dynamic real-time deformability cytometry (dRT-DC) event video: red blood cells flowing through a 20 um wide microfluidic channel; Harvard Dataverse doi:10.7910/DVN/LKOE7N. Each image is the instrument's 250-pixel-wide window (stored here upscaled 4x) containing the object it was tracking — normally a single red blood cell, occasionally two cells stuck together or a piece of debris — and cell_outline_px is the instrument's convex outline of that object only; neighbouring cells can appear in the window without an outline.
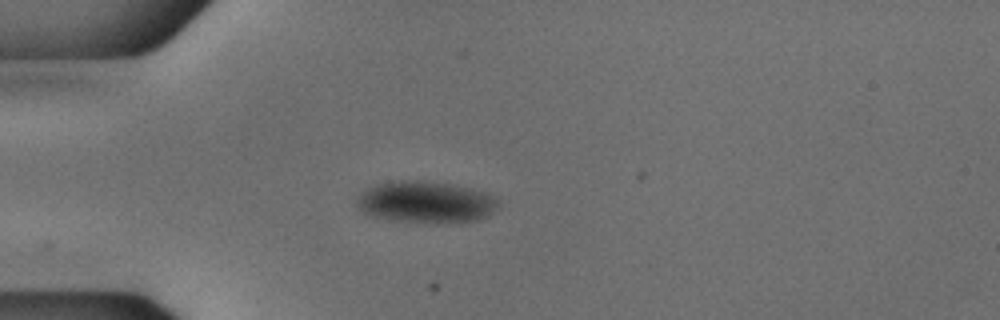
{"species": "common noctule bat (a hibernating species)", "species_latin": "Nyctalus noctula", "temperature_condition": "cold", "stored_images_in_passage": 40, "camera_frame_rate_fps": 3000, "um_per_image_px": 0.085, "animal": {"sex": "male", "body_mass_g": 18.8}, "frame": {"image": 1, "passage_image": 1, "time_ms": 0.0, "image_size_px": [1000, 320], "cell_outline_px": [[496, 204], [488, 216], [476, 220], [392, 220], [372, 216], [364, 212], [356, 204], [356, 196], [360, 192], [376, 184], [400, 180], [420, 180], [456, 184], [484, 192], [492, 196], [496, 200]], "centroid_in_image_um": [36.1, 17.12], "position_along_channel_um": 48.9, "area_um2": 33.23}}
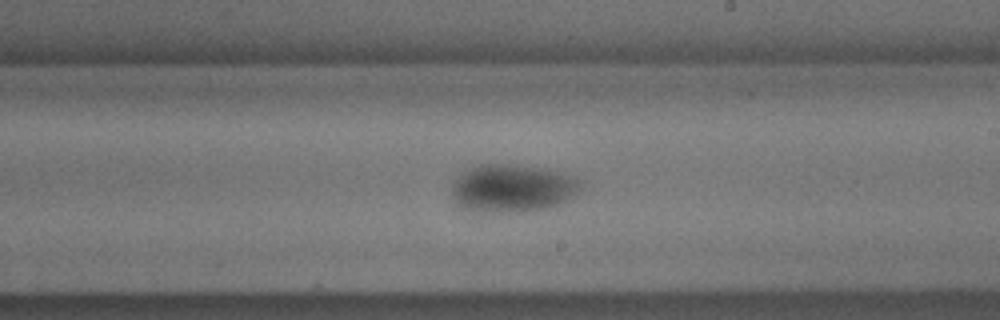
{"frame": {"image": 2, "passage_image": 18, "time_ms": 5.667, "image_size_px": [1000, 320], "cell_outline_px": [[584, 180], [580, 188], [576, 192], [560, 204], [544, 208], [500, 212], [464, 208], [456, 200], [452, 192], [452, 184], [464, 172], [476, 164], [512, 164], [540, 168], [560, 172]], "centroid_in_image_um": [43.59, 15.96], "position_along_channel_um": 245.4, "area_um2": 35.03}}
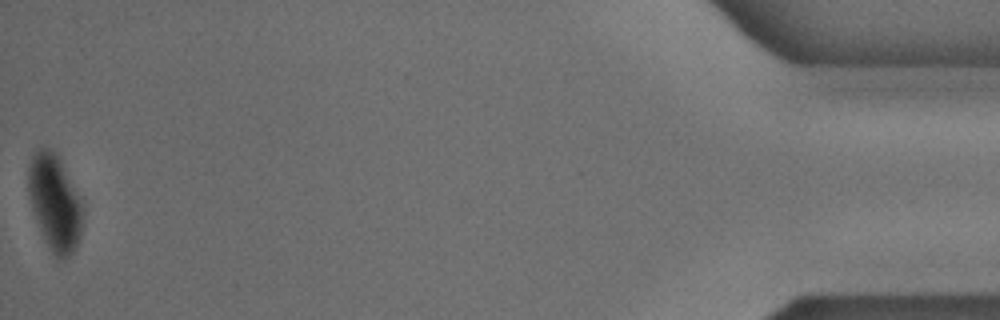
{"frame": {"image": 3, "passage_image": 40, "time_ms": 13.0, "image_size_px": [1000, 320], "cell_outline_px": [[84, 212], [80, 236], [76, 248], [64, 260], [56, 260], [44, 240], [32, 208], [28, 192], [28, 168], [32, 156], [36, 148], [48, 148], [56, 152], [84, 200]], "centroid_in_image_um": [4.69, 17.23], "position_along_channel_um": 430.5, "area_um2": 31.21}}